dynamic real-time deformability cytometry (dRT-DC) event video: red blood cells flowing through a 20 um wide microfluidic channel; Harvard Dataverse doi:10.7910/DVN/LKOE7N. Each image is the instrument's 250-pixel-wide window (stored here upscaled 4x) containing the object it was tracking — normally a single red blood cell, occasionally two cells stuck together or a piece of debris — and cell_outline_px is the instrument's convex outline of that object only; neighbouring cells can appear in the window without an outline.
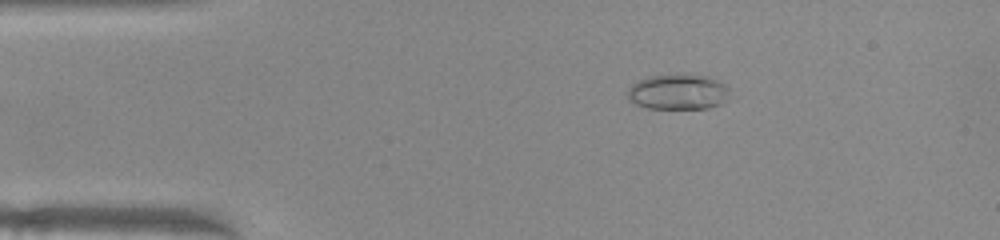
{"species": "common noctule bat (a hibernating species)", "species_latin": "Nyctalus noctula", "temperature_condition": "warm", "stored_images_in_passage": 49, "camera_frame_rate_fps": 3000, "um_per_image_px": 0.085, "animal": {"sex": "female", "body_mass_g": 22.0, "forearm_length_mm": 56.7}, "frame": {"image": 1, "passage_image": 7, "time_ms": 2.0, "image_size_px": [1000, 240], "cell_outline_px": [[728, 100], [720, 104], [708, 108], [648, 108], [636, 104], [628, 100], [628, 88], [636, 80], [648, 76], [708, 76], [724, 84], [728, 88]], "centroid_in_image_um": [57.61, 7.83], "position_along_channel_um": 27.4, "area_um2": 20.69}}
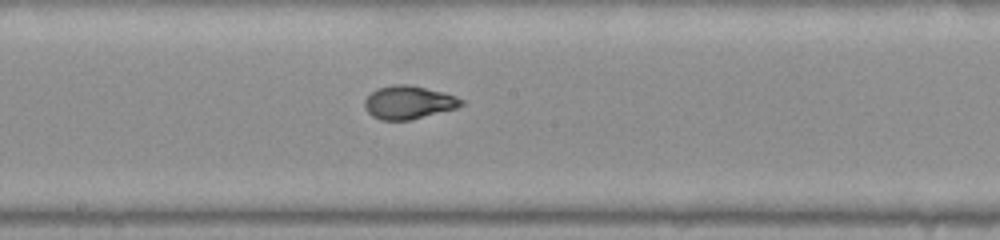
{"frame": {"image": 2, "passage_image": 25, "time_ms": 8.0, "image_size_px": [1000, 240], "cell_outline_px": [[464, 104], [456, 108], [408, 120], [380, 120], [372, 116], [364, 108], [364, 100], [376, 88], [392, 84], [408, 84], [456, 96], [464, 100]], "centroid_in_image_um": [34.69, 8.7], "position_along_channel_um": 213.5, "area_um2": 18.55}}
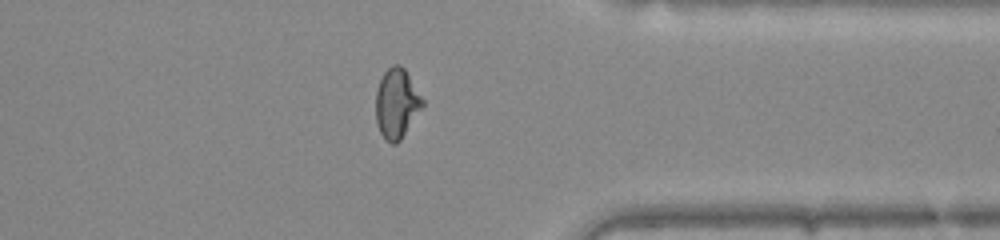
{"frame": {"image": 3, "passage_image": 38, "time_ms": 12.333, "image_size_px": [1000, 240], "cell_outline_px": [[424, 104], [400, 140], [396, 144], [392, 144], [384, 140], [376, 124], [376, 92], [380, 80], [384, 72], [392, 64], [400, 64], [404, 68], [424, 100]], "centroid_in_image_um": [33.7, 8.8], "position_along_channel_um": 377.7, "area_um2": 18.9}, "authors_computed_cell_mechanics": {"area_um2": 19.2474, "velocity_mm_per_s": 4.0087, "shape_relaxation_time_tau1_ms": 6.4145, "shape_relaxation_time_tau2_ms": null, "deformation_change_tau1": 0.2543, "deformation_change_tau2": null}}